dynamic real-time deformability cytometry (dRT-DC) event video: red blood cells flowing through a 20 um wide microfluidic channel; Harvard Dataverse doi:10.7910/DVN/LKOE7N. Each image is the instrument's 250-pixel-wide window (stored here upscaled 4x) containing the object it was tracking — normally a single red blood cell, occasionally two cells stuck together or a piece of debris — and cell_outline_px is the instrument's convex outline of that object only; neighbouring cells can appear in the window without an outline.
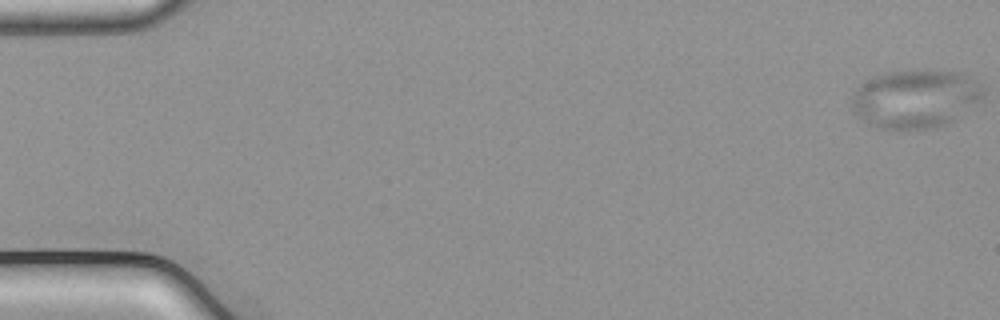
{"species": "common noctule bat (a hibernating species)", "species_latin": "Nyctalus noctula", "temperature_condition": "cold", "stored_images_in_passage": 54, "camera_frame_rate_fps": 3000, "um_per_image_px": 0.085, "animal": {"sex": "male", "body_mass_g": 21.5, "forearm_length_mm": 52.0}, "frame": {"image": 1, "passage_image": 1, "time_ms": 0.0, "image_size_px": [1000, 320], "cell_outline_px": [[984, 96], [980, 100], [956, 120], [948, 124], [936, 128], [876, 128], [860, 120], [856, 116], [852, 108], [852, 92], [860, 84], [872, 76], [884, 72], [960, 72], [984, 88]], "centroid_in_image_um": [77.76, 8.43], "position_along_channel_um": 7.2, "area_um2": 44.51}}
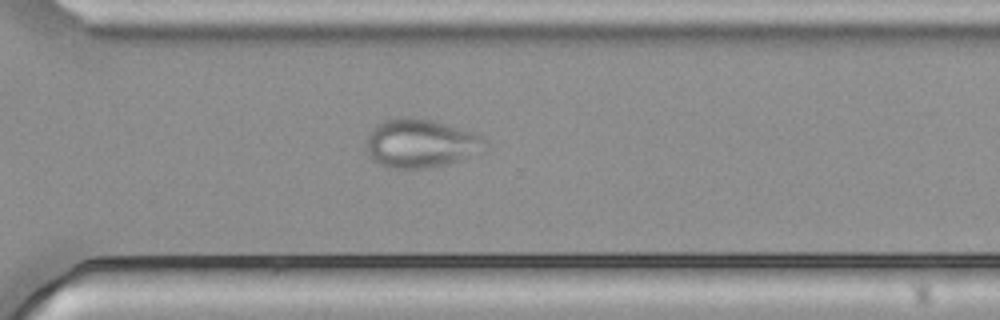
{"frame": {"image": 2, "passage_image": 39, "time_ms": 12.667, "image_size_px": [1000, 320], "cell_outline_px": [[488, 152], [444, 164], [428, 168], [384, 168], [372, 160], [368, 152], [368, 136], [372, 128], [384, 120], [392, 116], [416, 116], [432, 120], [484, 136], [488, 144]], "centroid_in_image_um": [35.8, 12.17], "position_along_channel_um": 334.8, "area_um2": 34.28}}
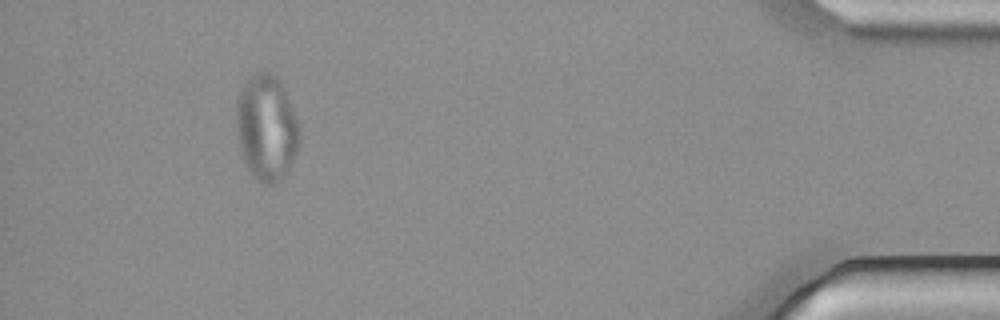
{"frame": {"image": 3, "passage_image": 50, "time_ms": 16.333, "image_size_px": [1000, 320], "cell_outline_px": [[300, 144], [284, 176], [280, 180], [272, 184], [264, 184], [256, 180], [252, 176], [244, 160], [240, 148], [236, 128], [236, 116], [240, 88], [252, 76], [260, 72], [264, 72], [276, 76], [280, 80], [284, 88], [300, 128]], "centroid_in_image_um": [22.66, 10.88], "position_along_channel_um": 412.5, "area_um2": 38.61}}